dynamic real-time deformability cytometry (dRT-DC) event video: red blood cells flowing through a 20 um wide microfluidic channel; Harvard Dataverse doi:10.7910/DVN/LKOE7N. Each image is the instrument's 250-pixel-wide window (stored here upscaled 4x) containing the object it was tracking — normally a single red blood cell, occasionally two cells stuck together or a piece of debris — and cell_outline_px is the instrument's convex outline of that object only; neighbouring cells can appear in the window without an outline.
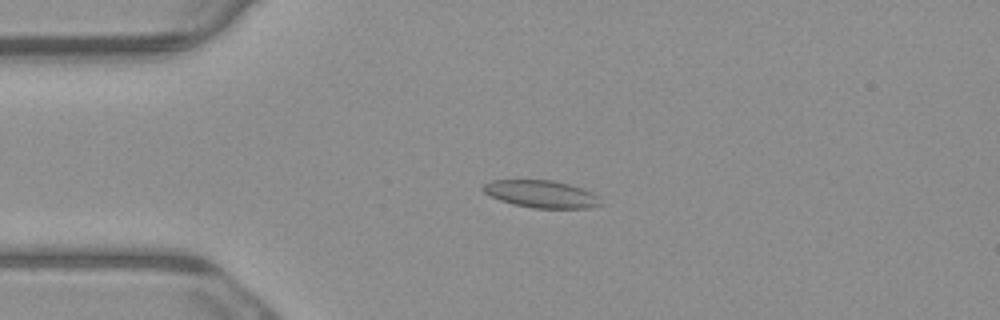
{"species": "common noctule bat (a hibernating species)", "species_latin": "Nyctalus noctula", "temperature_condition": "warm", "stored_images_in_passage": 8, "camera_frame_rate_fps": 3000, "um_per_image_px": 0.085, "animal": {"sex": "male", "body_mass_g": 23.1, "forearm_length_mm": 52.7}, "frame": {"image": 1, "passage_image": 3, "time_ms": 0.667, "image_size_px": [1000, 320], "cell_outline_px": [[604, 204], [588, 208], [532, 208], [512, 204], [500, 200], [484, 192], [480, 188], [484, 184], [492, 180], [552, 180], [568, 184], [592, 192]], "centroid_in_image_um": [45.99, 16.5], "position_along_channel_um": 39.0, "area_um2": 18.67}}
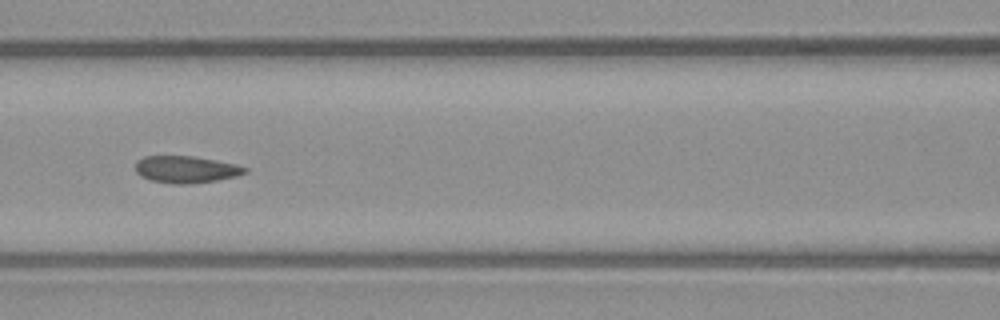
{"frame": {"image": 2, "passage_image": 6, "time_ms": 1.667, "image_size_px": [1000, 320], "cell_outline_px": [[248, 172], [236, 176], [216, 180], [188, 184], [172, 184], [152, 180], [140, 176], [136, 172], [136, 160], [144, 156], [192, 156], [216, 160], [236, 164], [248, 168]], "centroid_in_image_um": [15.81, 14.39], "position_along_channel_um": 150.8, "area_um2": 17.22}}
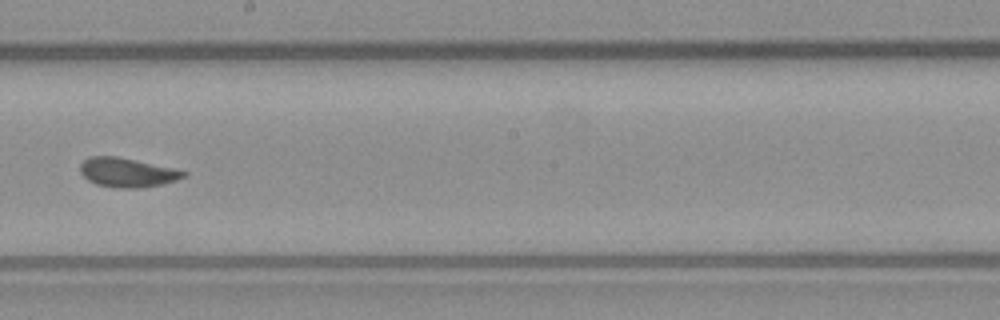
{"frame": {"image": 3, "passage_image": 8, "time_ms": 2.333, "image_size_px": [1000, 320], "cell_outline_px": [[188, 176], [164, 184], [140, 188], [116, 188], [96, 184], [88, 180], [80, 172], [80, 164], [88, 156], [116, 156], [176, 168], [188, 172]], "centroid_in_image_um": [10.85, 14.66], "position_along_channel_um": 237.4, "area_um2": 17.86}}